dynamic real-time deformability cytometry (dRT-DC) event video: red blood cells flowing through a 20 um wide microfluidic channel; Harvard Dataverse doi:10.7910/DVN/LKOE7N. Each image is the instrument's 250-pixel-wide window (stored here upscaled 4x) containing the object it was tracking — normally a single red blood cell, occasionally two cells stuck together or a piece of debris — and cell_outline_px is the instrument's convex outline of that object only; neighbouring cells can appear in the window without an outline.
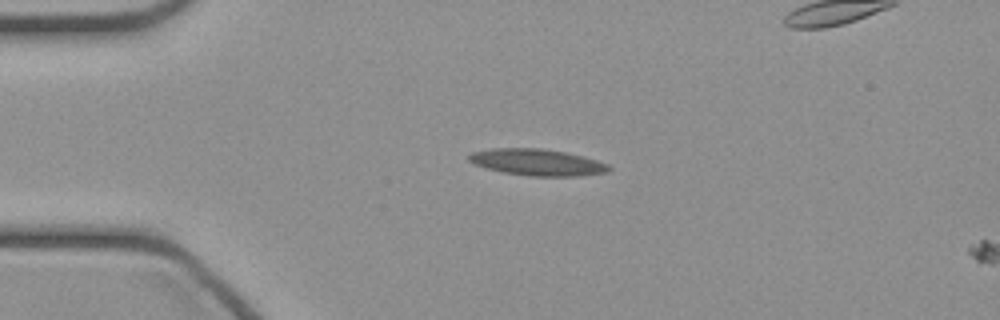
{"species": "common noctule bat (a hibernating species)", "species_latin": "Nyctalus noctula", "temperature_condition": "cold", "stored_images_in_passage": 2, "camera_frame_rate_fps": 3000, "um_per_image_px": 0.085, "animal": {"sex": "female", "body_mass_g": 21.9}, "frame": {"image": 1, "passage_image": 1, "time_ms": 0.0, "image_size_px": [1000, 320], "cell_outline_px": [[612, 168], [608, 172], [580, 176], [528, 176], [504, 172], [488, 168], [476, 164], [468, 160], [468, 156], [472, 152], [492, 148], [540, 148], [564, 152], [596, 160], [608, 164]], "centroid_in_image_um": [45.68, 13.8], "position_along_channel_um": 39.3, "area_um2": 21.44}}